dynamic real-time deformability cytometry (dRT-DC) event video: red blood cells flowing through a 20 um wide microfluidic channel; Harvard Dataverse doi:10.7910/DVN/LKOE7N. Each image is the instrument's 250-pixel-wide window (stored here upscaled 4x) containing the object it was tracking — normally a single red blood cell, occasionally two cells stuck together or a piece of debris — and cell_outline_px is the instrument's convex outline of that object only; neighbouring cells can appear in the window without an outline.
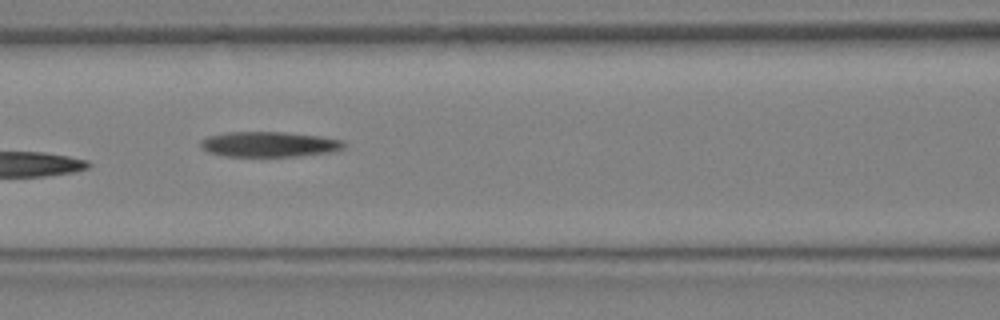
{"species": "Egyptian fruit bat (a non-hibernating species)", "species_latin": "Rousettus aegyptiacus", "temperature_condition": "warm", "stored_images_in_passage": 23, "camera_frame_rate_fps": 3000, "um_per_image_px": 0.085, "animal": {"sex": "female"}, "frame": {"image": 1, "passage_image": 10, "time_ms": 3.0, "image_size_px": [1000, 320], "cell_outline_px": [[348, 144], [344, 148], [332, 152], [300, 156], [224, 156], [208, 152], [200, 148], [200, 140], [208, 136], [228, 132], [284, 132], [320, 136], [344, 140]], "centroid_in_image_um": [22.91, 12.26], "position_along_channel_um": 143.7, "area_um2": 21.33}}